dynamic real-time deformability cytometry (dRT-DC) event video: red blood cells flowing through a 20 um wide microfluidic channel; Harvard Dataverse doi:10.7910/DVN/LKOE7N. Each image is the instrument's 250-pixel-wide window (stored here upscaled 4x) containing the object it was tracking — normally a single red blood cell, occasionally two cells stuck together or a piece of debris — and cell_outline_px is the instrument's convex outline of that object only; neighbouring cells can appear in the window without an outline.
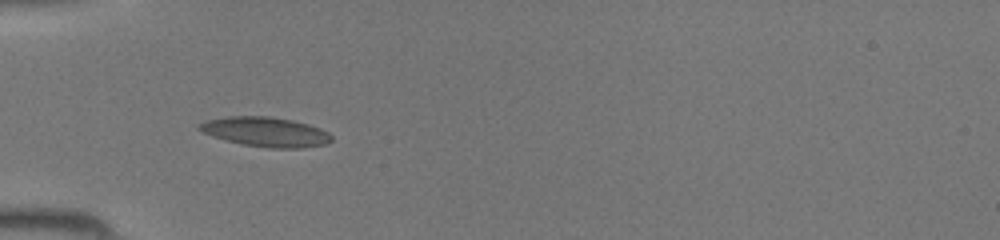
{"species": "common noctule bat (a hibernating species)", "species_latin": "Nyctalus noctula", "temperature_condition": "room temperature", "stored_images_in_passage": 34, "camera_frame_rate_fps": 3000, "um_per_image_px": 0.085, "animal": {"sex": "female", "body_mass_g": 19.5, "forearm_length_mm": 54.1}, "frame": {"image": 1, "passage_image": 3, "time_ms": 0.667, "image_size_px": [1000, 240], "cell_outline_px": [[332, 140], [324, 144], [304, 148], [268, 148], [244, 144], [224, 140], [212, 136], [196, 128], [196, 124], [208, 120], [228, 116], [268, 116], [292, 120], [308, 124], [320, 128], [328, 132], [332, 136]], "centroid_in_image_um": [22.56, 11.21], "position_along_channel_um": 62.4, "area_um2": 22.83}}
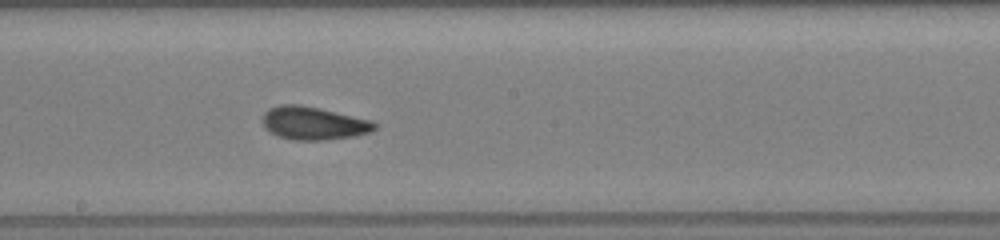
{"frame": {"image": 2, "passage_image": 14, "time_ms": 4.333, "image_size_px": [1000, 240], "cell_outline_px": [[376, 128], [372, 132], [356, 136], [324, 140], [296, 140], [280, 136], [268, 132], [264, 128], [264, 112], [268, 108], [280, 104], [300, 104], [320, 108], [372, 120], [376, 124]], "centroid_in_image_um": [26.67, 10.47], "position_along_channel_um": 221.5, "area_um2": 21.73}}
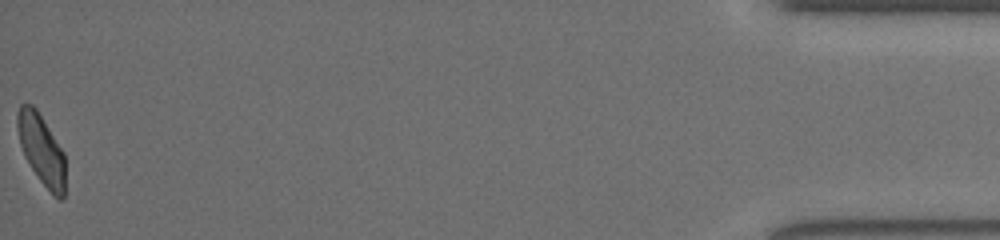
{"frame": {"image": 3, "passage_image": 34, "time_ms": 11.0, "image_size_px": [1000, 240], "cell_outline_px": [[64, 200], [60, 200], [52, 196], [40, 180], [24, 156], [20, 144], [16, 128], [16, 116], [20, 104], [32, 104], [36, 108], [64, 152]], "centroid_in_image_um": [3.51, 12.71], "position_along_channel_um": 431.7, "area_um2": 19.65}}